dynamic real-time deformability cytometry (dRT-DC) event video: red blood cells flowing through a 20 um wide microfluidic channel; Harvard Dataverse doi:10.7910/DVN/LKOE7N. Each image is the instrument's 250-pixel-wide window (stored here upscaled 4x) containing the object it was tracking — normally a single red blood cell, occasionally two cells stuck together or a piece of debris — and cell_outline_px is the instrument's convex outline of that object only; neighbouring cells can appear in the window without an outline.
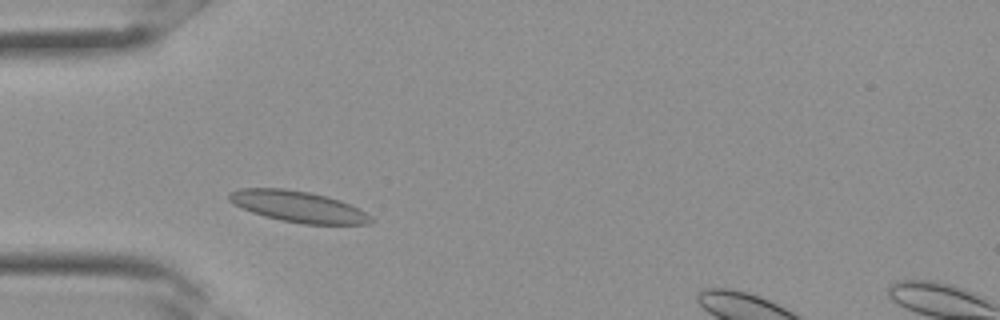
{"species": "Egyptian fruit bat (a non-hibernating species)", "species_latin": "Rousettus aegyptiacus", "temperature_condition": "room temperature", "stored_images_in_passage": 28, "camera_frame_rate_fps": 3000, "um_per_image_px": 0.085, "frame": {"image": 1, "passage_image": 4, "time_ms": 1.0, "image_size_px": [1000, 320], "cell_outline_px": [[376, 220], [368, 224], [304, 224], [280, 220], [264, 216], [252, 212], [232, 204], [228, 200], [228, 192], [240, 188], [284, 188], [308, 192], [328, 196], [340, 200], [372, 216]], "centroid_in_image_um": [25.31, 17.55], "position_along_channel_um": 59.7, "area_um2": 25.78}}
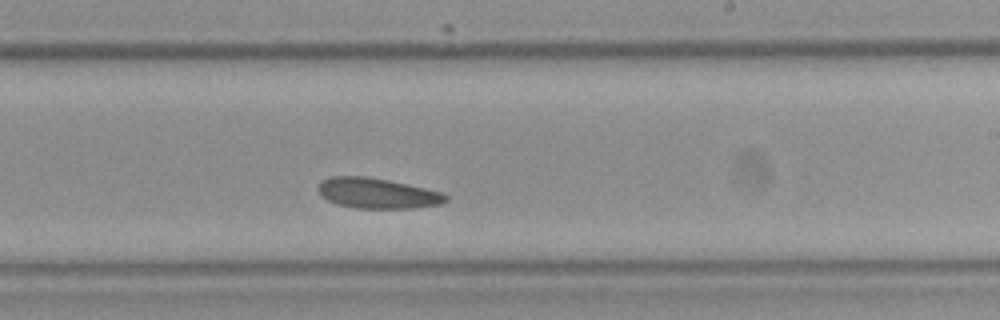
{"frame": {"image": 2, "passage_image": 14, "time_ms": 4.333, "image_size_px": [1000, 320], "cell_outline_px": [[448, 200], [440, 204], [412, 208], [356, 208], [340, 204], [328, 200], [320, 196], [316, 188], [320, 180], [328, 176], [368, 176], [388, 180], [444, 192], [448, 196]], "centroid_in_image_um": [32.04, 16.41], "position_along_channel_um": 257.0, "area_um2": 22.77}}
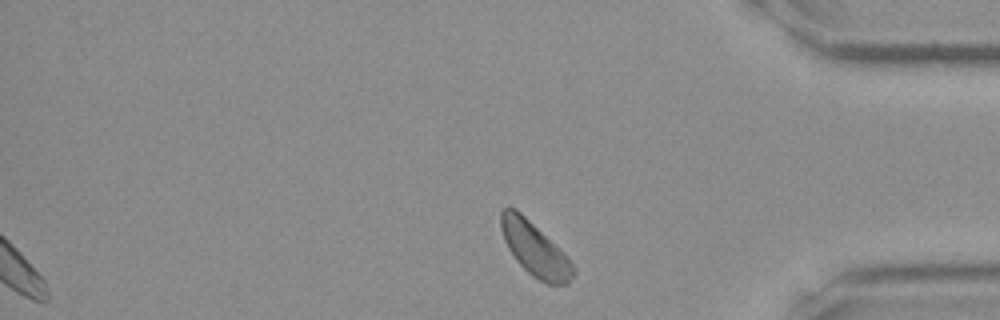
{"frame": {"image": 3, "passage_image": 28, "time_ms": 9.0, "image_size_px": [1000, 320], "cell_outline_px": [[576, 272], [568, 284], [548, 284], [532, 276], [516, 260], [508, 248], [504, 240], [500, 228], [500, 212], [508, 204], [516, 208], [560, 248], [568, 256], [576, 268]], "centroid_in_image_um": [45.46, 21.15], "position_along_channel_um": 389.7, "area_um2": 22.83}}